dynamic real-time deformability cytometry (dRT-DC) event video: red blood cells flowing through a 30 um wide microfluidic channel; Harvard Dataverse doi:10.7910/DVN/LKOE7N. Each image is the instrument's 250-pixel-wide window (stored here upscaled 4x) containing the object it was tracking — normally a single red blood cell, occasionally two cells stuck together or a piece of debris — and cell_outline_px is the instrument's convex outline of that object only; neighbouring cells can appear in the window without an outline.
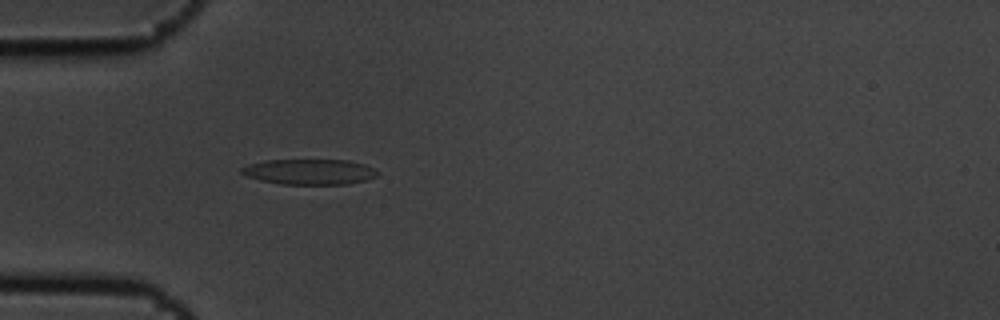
{"species": "common noctule bat (a hibernating species)", "species_latin": "Nyctalus noctula", "temperature_condition": "cold", "stored_images_in_passage": 4, "camera_frame_rate_fps": 3000, "um_per_image_px": 0.085, "animal": {"sex": "male", "body_mass_g": 19.5, "forearm_length_mm": 54.6}, "frame": {"image": 1, "passage_image": 4, "time_ms": 1.0, "image_size_px": [1000, 320], "cell_outline_px": [[380, 172], [376, 176], [368, 180], [348, 184], [280, 184], [260, 180], [244, 176], [240, 172], [240, 168], [248, 164], [264, 160], [348, 160], [364, 164]], "centroid_in_image_um": [26.28, 14.6], "position_along_channel_um": 58.7, "area_um2": 20.35}}